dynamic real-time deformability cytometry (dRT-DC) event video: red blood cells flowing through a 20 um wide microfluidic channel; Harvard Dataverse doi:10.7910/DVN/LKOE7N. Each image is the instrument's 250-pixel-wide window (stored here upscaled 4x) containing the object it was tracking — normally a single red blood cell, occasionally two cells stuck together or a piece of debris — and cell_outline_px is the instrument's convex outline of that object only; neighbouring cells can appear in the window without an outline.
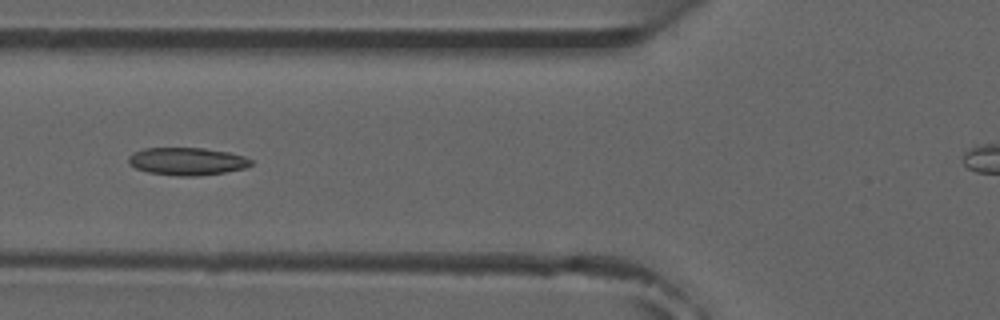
{"species": "common noctule bat (a hibernating species)", "species_latin": "Nyctalus noctula", "temperature_condition": "room temperature", "stored_images_in_passage": 7, "segment_of_instrument_passage": [1, 2], "camera_frame_rate_fps": 3000, "um_per_image_px": 0.085, "animal": {"sex": "male", "forearm_length_mm": 52.5}, "frame": {"image": 1, "passage_image": 6, "time_ms": 5.667, "image_size_px": [1000, 320], "cell_outline_px": [[252, 164], [244, 168], [224, 172], [200, 176], [176, 176], [148, 172], [136, 168], [128, 164], [128, 156], [144, 148], [204, 148], [228, 152], [244, 156], [252, 160]], "centroid_in_image_um": [15.89, 13.72], "position_along_channel_um": 109.9, "area_um2": 19.71}}